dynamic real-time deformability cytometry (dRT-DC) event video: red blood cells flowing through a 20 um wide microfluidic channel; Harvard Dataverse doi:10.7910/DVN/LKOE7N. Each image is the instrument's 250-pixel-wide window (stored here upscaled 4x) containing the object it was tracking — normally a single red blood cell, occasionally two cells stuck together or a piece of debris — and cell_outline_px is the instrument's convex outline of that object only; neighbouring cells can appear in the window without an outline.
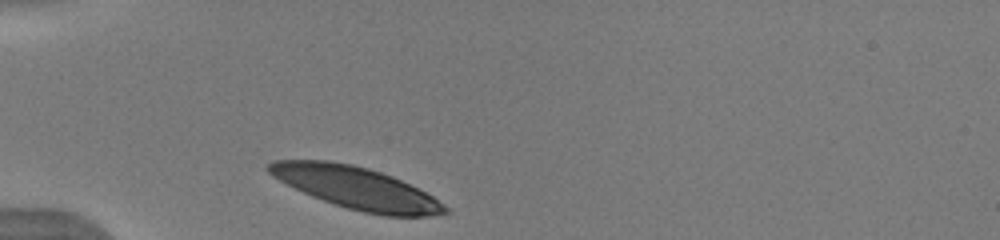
{"species": "human", "species_latin": "Homo sapiens", "temperature_condition": "warm", "stored_images_in_passage": 31, "camera_frame_rate_fps": 3000, "um_per_image_px": 0.085, "donor": {"sex": "male"}, "frame": {"image": 1, "passage_image": 1, "time_ms": 0.0, "image_size_px": [1000, 240], "cell_outline_px": [[452, 212], [432, 216], [384, 216], [364, 212], [348, 208], [312, 196], [272, 176], [264, 168], [272, 160], [328, 160], [352, 164], [368, 168], [392, 176], [432, 196], [444, 204]], "centroid_in_image_um": [30.29, 15.97], "position_along_channel_um": 54.7, "area_um2": 42.83}}
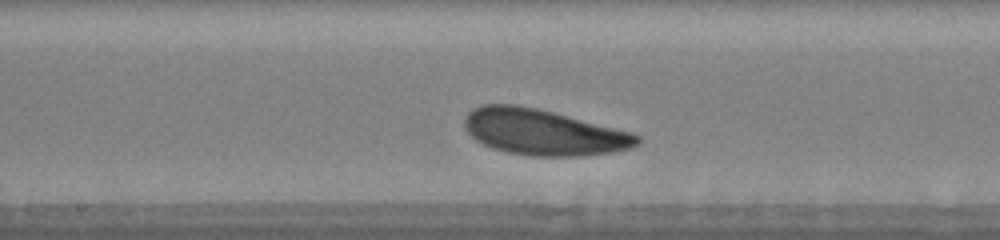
{"frame": {"image": 2, "passage_image": 14, "time_ms": 4.333, "image_size_px": [1000, 240], "cell_outline_px": [[640, 144], [632, 148], [612, 152], [584, 156], [528, 156], [508, 152], [492, 148], [476, 140], [464, 128], [464, 116], [472, 108], [484, 104], [516, 104], [536, 108], [632, 132], [640, 136]], "centroid_in_image_um": [46.17, 11.24], "position_along_channel_um": 202.0, "area_um2": 46.24}}
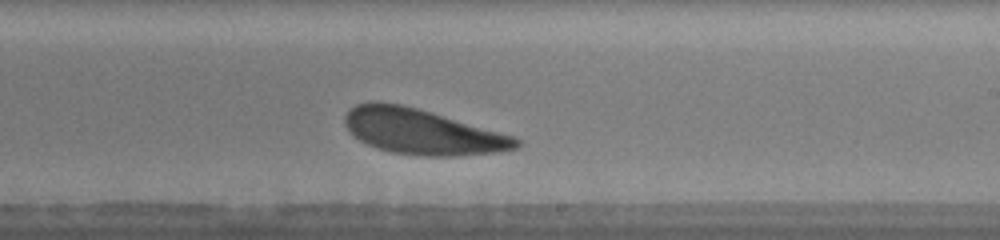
{"frame": {"image": 3, "passage_image": 18, "time_ms": 5.667, "image_size_px": [1000, 240], "cell_outline_px": [[520, 144], [516, 148], [496, 152], [460, 156], [424, 156], [392, 152], [368, 144], [352, 136], [348, 132], [344, 124], [344, 116], [356, 104], [372, 100], [376, 100], [400, 104], [432, 112], [516, 136], [520, 140]], "centroid_in_image_um": [35.87, 11.18], "position_along_channel_um": 253.1, "area_um2": 45.43}, "authors_computed_cell_mechanics": {"area_um2": 45.4308, "velocity_mm_per_s": 3.8424, "shape_relaxation_time_tau1_ms": 1.525, "shape_relaxation_time_tau2_ms": 7.5572, "deformation_change_tau1": 0.0967, "deformation_change_tau2": 0.2232}}